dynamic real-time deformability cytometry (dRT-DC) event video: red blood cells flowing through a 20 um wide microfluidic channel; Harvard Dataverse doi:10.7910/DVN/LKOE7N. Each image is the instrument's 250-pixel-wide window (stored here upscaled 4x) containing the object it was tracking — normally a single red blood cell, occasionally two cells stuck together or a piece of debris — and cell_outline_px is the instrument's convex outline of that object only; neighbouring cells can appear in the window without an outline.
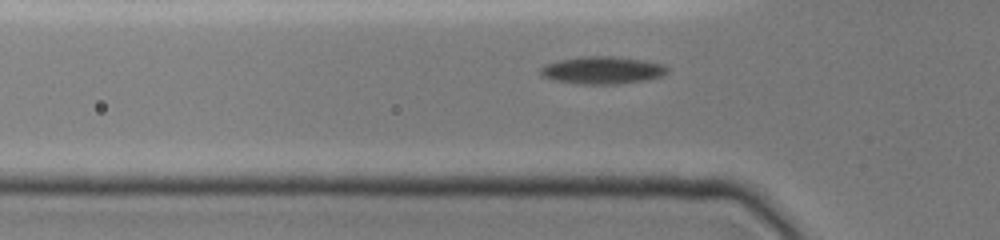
{"species": "common noctule bat (a hibernating species)", "species_latin": "Nyctalus noctula", "temperature_condition": "cold", "stored_images_in_passage": 7, "segment_of_instrument_passage": [1, 2], "camera_frame_rate_fps": 3000, "um_per_image_px": 0.085, "animal": {"sex": "female", "body_mass_g": 19.0, "forearm_length_mm": 51.5}, "frame": {"image": 1, "passage_image": 5, "time_ms": 2.333, "image_size_px": [1000, 240], "cell_outline_px": [[668, 72], [664, 76], [648, 80], [620, 84], [580, 84], [552, 80], [544, 76], [540, 72], [540, 68], [544, 64], [560, 60], [580, 56], [612, 56], [644, 60], [660, 64], [668, 68]], "centroid_in_image_um": [51.21, 5.97], "position_along_channel_um": 74.6, "area_um2": 20.46}}